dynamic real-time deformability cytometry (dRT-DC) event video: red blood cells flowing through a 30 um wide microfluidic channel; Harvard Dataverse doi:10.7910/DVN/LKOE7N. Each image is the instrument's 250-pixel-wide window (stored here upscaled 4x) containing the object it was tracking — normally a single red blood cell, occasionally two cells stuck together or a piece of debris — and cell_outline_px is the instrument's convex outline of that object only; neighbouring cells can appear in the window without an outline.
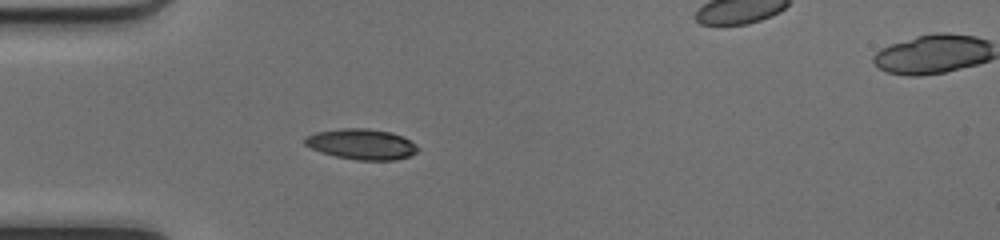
{"species": "common noctule bat (a hibernating species)", "species_latin": "Nyctalus noctula", "temperature_condition": "cold", "stored_images_in_passage": 36, "camera_frame_rate_fps": 3000, "um_per_image_px": 0.085, "animal": {"sex": "female", "body_mass_g": 17.0, "forearm_length_mm": 48.0}, "frame": {"image": 1, "passage_image": 1, "time_ms": 0.0, "image_size_px": [1000, 240], "cell_outline_px": [[420, 148], [416, 152], [408, 156], [396, 160], [356, 160], [336, 156], [320, 152], [304, 144], [304, 136], [316, 132], [340, 128], [368, 128], [392, 132], [408, 140]], "centroid_in_image_um": [30.7, 12.25], "position_along_channel_um": 54.3, "area_um2": 20.11}}
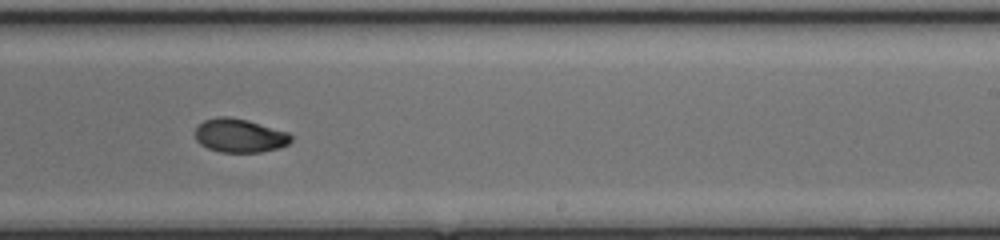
{"frame": {"image": 2, "passage_image": 17, "time_ms": 5.333, "image_size_px": [1000, 240], "cell_outline_px": [[292, 140], [288, 144], [280, 148], [260, 152], [220, 152], [208, 148], [200, 144], [196, 140], [196, 128], [204, 120], [220, 116], [228, 116], [248, 120], [288, 132], [292, 136]], "centroid_in_image_um": [20.39, 11.53], "position_along_channel_um": 268.6, "area_um2": 18.84}}
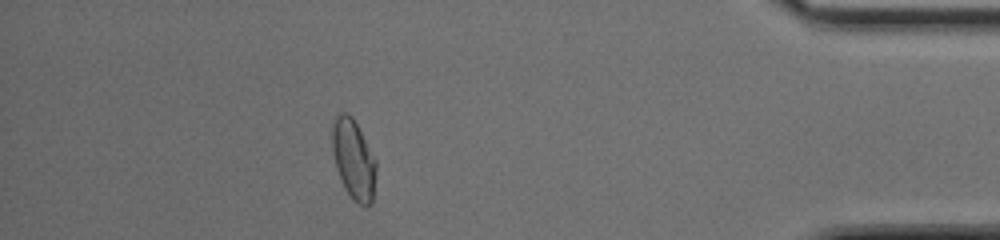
{"frame": {"image": 3, "passage_image": 30, "time_ms": 9.667, "image_size_px": [1000, 240], "cell_outline_px": [[376, 176], [372, 204], [364, 208], [344, 188], [336, 168], [332, 148], [332, 124], [336, 116], [340, 112], [348, 112], [352, 116], [376, 160]], "centroid_in_image_um": [30.06, 13.54], "position_along_channel_um": 405.1, "area_um2": 20.4}, "authors_computed_cell_mechanics": {"area_um2": 19.7387, "velocity_mm_per_s": 4.1862, "shape_relaxation_time_tau1_ms": 6.7862, "shape_relaxation_time_tau2_ms": 3.1593, "deformation_change_tau1": 0.2032, "deformation_change_tau2": 0.0533}}